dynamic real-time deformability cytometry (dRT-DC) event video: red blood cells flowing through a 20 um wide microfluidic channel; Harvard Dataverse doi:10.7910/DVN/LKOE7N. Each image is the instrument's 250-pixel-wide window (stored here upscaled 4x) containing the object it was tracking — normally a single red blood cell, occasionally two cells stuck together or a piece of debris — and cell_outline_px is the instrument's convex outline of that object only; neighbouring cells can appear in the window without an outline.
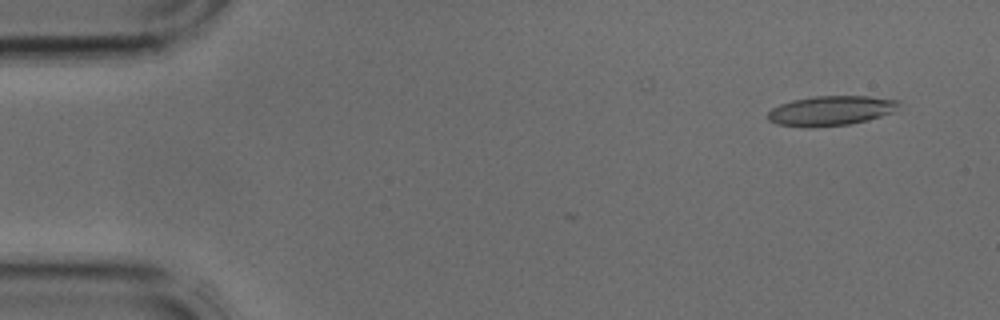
{"species": "common noctule bat (a hibernating species)", "species_latin": "Nyctalus noctula", "temperature_condition": "cold", "stored_images_in_passage": 3, "camera_frame_rate_fps": 3000, "um_per_image_px": 0.085, "animal": {"sex": "male", "body_mass_g": 17.9, "forearm_length_mm": 54.2}, "frame": {"image": 1, "passage_image": 1, "time_ms": 0.0, "image_size_px": [1000, 320], "cell_outline_px": [[900, 108], [892, 112], [868, 120], [848, 124], [812, 128], [804, 128], [776, 124], [768, 120], [768, 112], [772, 108], [780, 104], [792, 100], [816, 96], [868, 96], [900, 100]], "centroid_in_image_um": [70.62, 9.42], "position_along_channel_um": 14.4, "area_um2": 22.95}}